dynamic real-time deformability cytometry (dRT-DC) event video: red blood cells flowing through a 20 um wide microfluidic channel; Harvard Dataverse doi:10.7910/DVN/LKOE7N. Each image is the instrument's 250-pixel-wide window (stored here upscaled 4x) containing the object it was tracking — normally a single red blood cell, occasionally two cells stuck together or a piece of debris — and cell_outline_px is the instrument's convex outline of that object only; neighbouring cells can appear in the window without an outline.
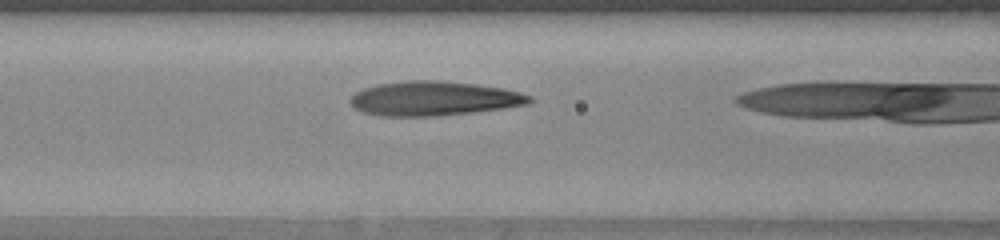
{"species": "human", "species_latin": "Homo sapiens", "temperature_condition": "warm", "stored_images_in_passage": 5, "camera_frame_rate_fps": 3000, "um_per_image_px": 0.085, "donor": {"sex": "female"}, "frame": {"image": 1, "passage_image": 4, "time_ms": 1.0, "image_size_px": [1000, 240], "cell_outline_px": [[536, 100], [532, 104], [504, 108], [440, 116], [380, 116], [364, 112], [356, 108], [348, 100], [356, 92], [364, 88], [380, 84], [408, 80], [440, 80], [476, 84], [504, 88], [520, 92], [532, 96]], "centroid_in_image_um": [36.95, 8.37], "position_along_channel_um": 129.6, "area_um2": 36.13}}